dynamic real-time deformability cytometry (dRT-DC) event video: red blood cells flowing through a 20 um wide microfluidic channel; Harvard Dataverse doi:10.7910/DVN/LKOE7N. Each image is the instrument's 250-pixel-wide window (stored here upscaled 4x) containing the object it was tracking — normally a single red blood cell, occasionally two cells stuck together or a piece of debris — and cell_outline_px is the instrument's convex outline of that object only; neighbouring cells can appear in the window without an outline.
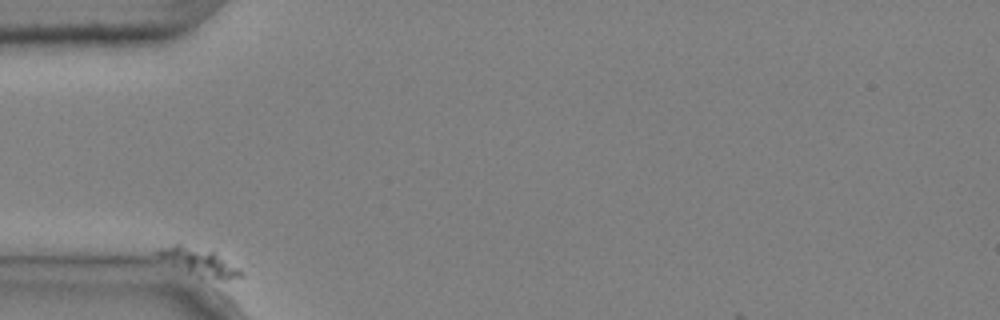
{"species": "common noctule bat (a hibernating species)", "species_latin": "Nyctalus noctula", "temperature_condition": "cold", "stored_images_in_passage": 7, "camera_frame_rate_fps": 3000, "um_per_image_px": 0.085, "animal": {"sex": "male", "body_mass_g": 20.4}, "frame": {"image": 1, "passage_image": 1, "time_ms": 0.0, "image_size_px": [1000, 320], "cell_outline_px": [[244, 276], [224, 280], [220, 280], [156, 256], [152, 252], [156, 248], [172, 244], [180, 244], [212, 252], [244, 272]], "centroid_in_image_um": [16.92, 22.2], "position_along_channel_um": 68.1, "area_um2": 11.85}}